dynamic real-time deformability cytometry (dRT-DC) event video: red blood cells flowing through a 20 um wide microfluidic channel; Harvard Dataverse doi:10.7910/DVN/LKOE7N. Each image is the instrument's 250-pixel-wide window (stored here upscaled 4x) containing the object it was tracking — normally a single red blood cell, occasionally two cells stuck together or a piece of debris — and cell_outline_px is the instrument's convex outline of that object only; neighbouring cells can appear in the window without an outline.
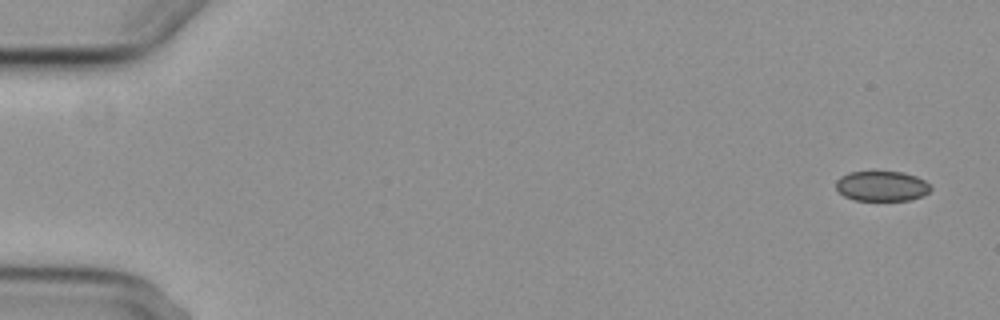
{"species": "common noctule bat (a hibernating species)", "species_latin": "Nyctalus noctula", "temperature_condition": "cold", "stored_images_in_passage": 5, "camera_frame_rate_fps": 3000, "um_per_image_px": 0.085, "animal": {"sex": "female", "body_mass_g": 29.2, "forearm_length_mm": 56.3}, "frame": {"image": 1, "passage_image": 1, "time_ms": 0.0, "image_size_px": [1000, 320], "cell_outline_px": [[932, 188], [924, 196], [908, 200], [856, 200], [844, 196], [836, 188], [836, 180], [840, 176], [848, 172], [904, 172], [916, 176], [924, 180]], "centroid_in_image_um": [74.95, 15.81], "position_along_channel_um": 10.1, "area_um2": 16.59}}
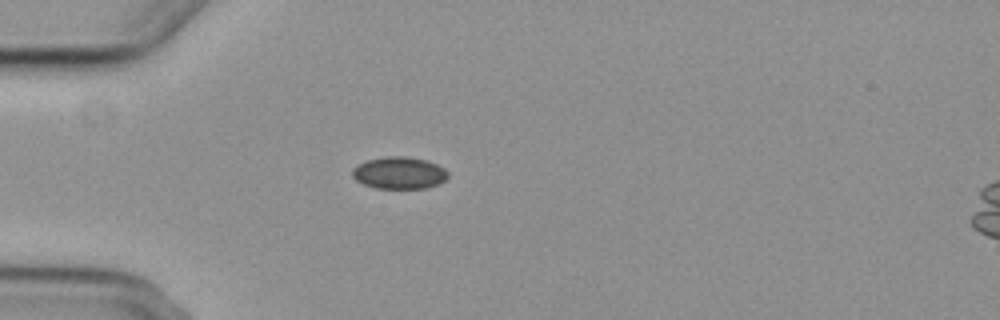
{"frame": {"image": 2, "passage_image": 5, "time_ms": 4.667, "image_size_px": [1000, 320], "cell_outline_px": [[448, 176], [440, 184], [424, 188], [376, 188], [364, 184], [356, 180], [352, 176], [352, 168], [368, 160], [384, 156], [404, 156], [428, 160], [444, 168], [448, 172]], "centroid_in_image_um": [33.95, 14.69], "position_along_channel_um": 51.1, "area_um2": 17.86}}